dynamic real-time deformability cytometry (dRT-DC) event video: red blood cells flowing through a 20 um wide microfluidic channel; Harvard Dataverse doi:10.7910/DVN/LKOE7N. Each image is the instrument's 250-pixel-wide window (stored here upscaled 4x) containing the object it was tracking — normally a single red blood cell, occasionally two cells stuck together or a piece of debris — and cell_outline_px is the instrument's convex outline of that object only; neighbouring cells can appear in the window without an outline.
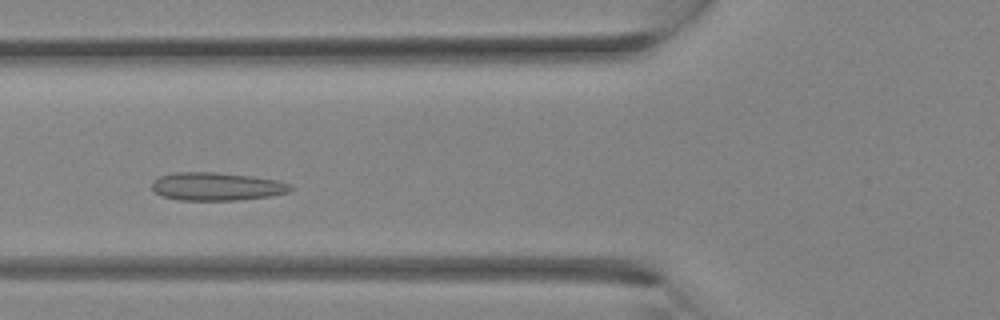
{"species": "Egyptian fruit bat (a non-hibernating species)", "species_latin": "Rousettus aegyptiacus", "temperature_condition": "room temperature", "stored_images_in_passage": 24, "camera_frame_rate_fps": 3000, "um_per_image_px": 0.085, "animal": {"sex": "female"}, "frame": {"image": 1, "passage_image": 4, "time_ms": 1.0, "image_size_px": [1000, 320], "cell_outline_px": [[292, 188], [288, 192], [272, 196], [240, 200], [180, 200], [160, 196], [152, 188], [152, 180], [160, 176], [176, 172], [216, 172], [252, 176], [276, 180], [292, 184]], "centroid_in_image_um": [18.41, 15.85], "position_along_channel_um": 107.4, "area_um2": 22.83}}
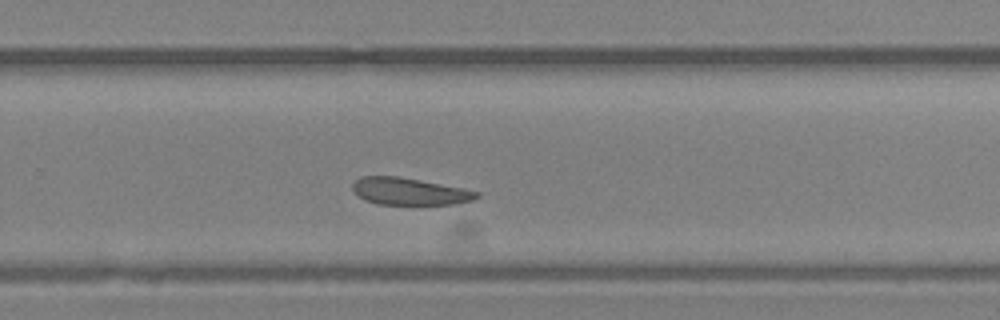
{"frame": {"image": 2, "passage_image": 13, "time_ms": 4.0, "image_size_px": [1000, 320], "cell_outline_px": [[480, 196], [472, 200], [460, 204], [376, 204], [364, 200], [352, 188], [352, 184], [360, 176], [400, 176], [464, 188], [480, 192]], "centroid_in_image_um": [34.84, 16.26], "position_along_channel_um": 295.0, "area_um2": 19.71}}
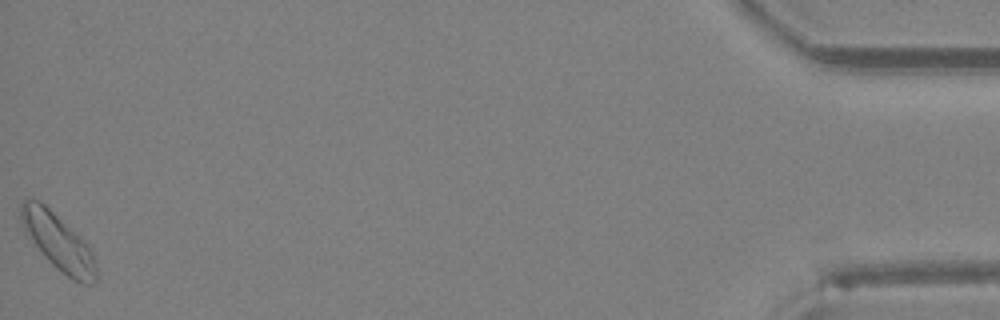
{"frame": {"image": 3, "passage_image": 24, "time_ms": 7.667, "image_size_px": [1000, 320], "cell_outline_px": [[96, 284], [80, 284], [72, 280], [52, 264], [44, 256], [32, 240], [24, 228], [20, 216], [20, 204], [24, 200], [32, 196], [40, 200], [80, 236], [92, 252], [96, 264]], "centroid_in_image_um": [4.95, 20.56], "position_along_channel_um": 430.2, "area_um2": 24.57}}